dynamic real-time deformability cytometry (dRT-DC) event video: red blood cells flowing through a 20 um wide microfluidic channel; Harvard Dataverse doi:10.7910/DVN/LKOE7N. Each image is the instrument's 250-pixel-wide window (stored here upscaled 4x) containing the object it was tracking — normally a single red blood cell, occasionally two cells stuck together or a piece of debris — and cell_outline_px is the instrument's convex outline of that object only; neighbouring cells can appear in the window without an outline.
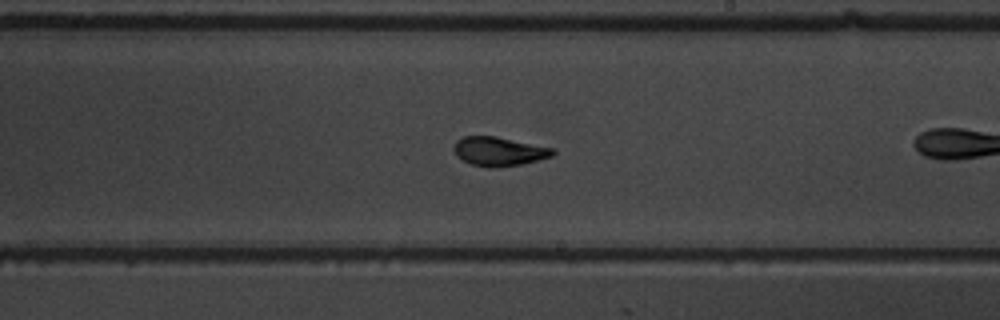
{"species": "common noctule bat (a hibernating species)", "species_latin": "Nyctalus noctula", "temperature_condition": "warm", "stored_images_in_passage": 32, "camera_frame_rate_fps": 3000, "um_per_image_px": 0.085, "animal": {"sex": "male", "body_mass_g": 19.5, "forearm_length_mm": 54.6}, "frame": {"image": 1, "passage_image": 19, "time_ms": 6.0, "image_size_px": [1000, 320], "cell_outline_px": [[556, 152], [552, 156], [524, 164], [496, 168], [488, 168], [472, 164], [456, 156], [452, 148], [456, 140], [464, 136], [496, 136], [552, 148]], "centroid_in_image_um": [42.38, 12.87], "position_along_channel_um": 246.6, "area_um2": 16.82}}
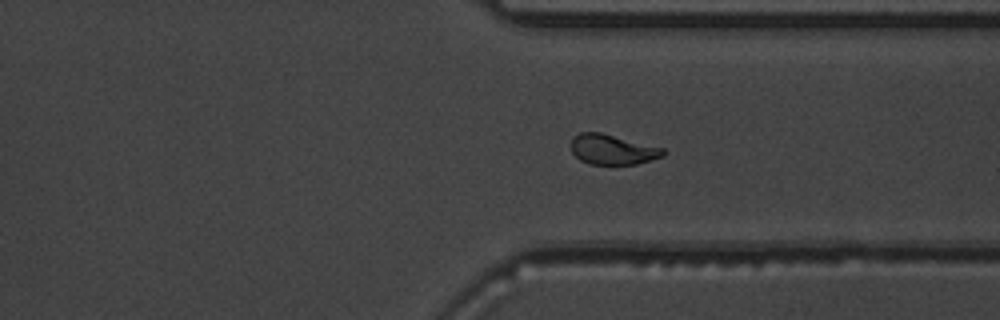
{"frame": {"image": 2, "passage_image": 28, "time_ms": 9.0, "image_size_px": [1000, 320], "cell_outline_px": [[668, 152], [664, 156], [636, 164], [588, 164], [580, 160], [572, 152], [572, 136], [580, 132], [600, 132], [664, 148]], "centroid_in_image_um": [52.08, 12.7], "position_along_channel_um": 359.3, "area_um2": 16.18}, "authors_computed_cell_mechanics": {"area_um2": 16.3574, "velocity_mm_per_s": 3.7547, "shape_relaxation_time_tau1_ms": 2.982, "shape_relaxation_time_tau2_ms": 1.393, "deformation_change_tau1": 0.1831, "deformation_change_tau2": 0.0895}}